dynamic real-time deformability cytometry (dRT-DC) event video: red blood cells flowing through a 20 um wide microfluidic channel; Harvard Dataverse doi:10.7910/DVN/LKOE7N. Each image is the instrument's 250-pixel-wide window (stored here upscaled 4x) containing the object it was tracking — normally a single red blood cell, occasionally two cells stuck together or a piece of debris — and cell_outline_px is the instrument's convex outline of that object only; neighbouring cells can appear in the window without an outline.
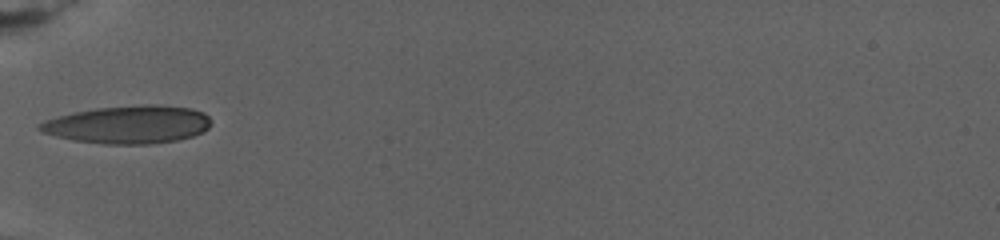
{"species": "human", "species_latin": "Homo sapiens", "temperature_condition": "warm", "stored_images_in_passage": 66, "camera_frame_rate_fps": 3000, "um_per_image_px": 0.085, "donor": {"sex": "female"}, "frame": {"image": 1, "passage_image": 1, "time_ms": 0.0, "image_size_px": [1000, 240], "cell_outline_px": [[212, 124], [208, 128], [192, 136], [176, 140], [148, 144], [104, 144], [72, 140], [56, 136], [44, 132], [36, 128], [36, 124], [44, 120], [76, 112], [96, 108], [148, 104], [156, 104], [192, 108], [204, 112], [212, 120]], "centroid_in_image_um": [10.92, 10.58], "position_along_channel_um": 74.1, "area_um2": 37.86}}
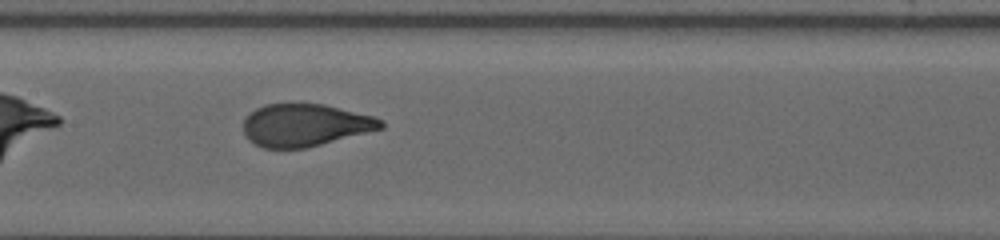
{"frame": {"image": 2, "passage_image": 14, "time_ms": 4.0, "image_size_px": [1000, 240], "cell_outline_px": [[384, 128], [304, 148], [264, 148], [248, 140], [244, 136], [244, 116], [248, 112], [264, 104], [324, 104], [372, 116], [384, 120]], "centroid_in_image_um": [25.89, 10.63], "position_along_channel_um": 181.5, "area_um2": 33.93}}
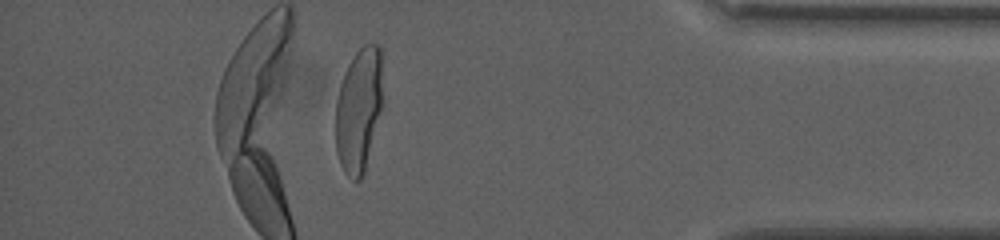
{"frame": {"image": 3, "passage_image": 52, "time_ms": 13.333, "image_size_px": [1000, 240], "cell_outline_px": [[384, 104], [364, 172], [360, 180], [352, 180], [344, 172], [340, 164], [336, 152], [336, 100], [340, 84], [344, 72], [348, 64], [356, 52], [364, 44], [380, 44]], "centroid_in_image_um": [30.52, 9.32], "position_along_channel_um": 404.7, "area_um2": 34.8}, "authors_computed_cell_mechanics": {"area_um2": 34.68, "velocity_mm_per_s": 2.7132, "shape_relaxation_time_tau1_ms": 7.9371, "shape_relaxation_time_tau2_ms": null, "deformation_change_tau1": 0.2489, "deformation_change_tau2": null}}